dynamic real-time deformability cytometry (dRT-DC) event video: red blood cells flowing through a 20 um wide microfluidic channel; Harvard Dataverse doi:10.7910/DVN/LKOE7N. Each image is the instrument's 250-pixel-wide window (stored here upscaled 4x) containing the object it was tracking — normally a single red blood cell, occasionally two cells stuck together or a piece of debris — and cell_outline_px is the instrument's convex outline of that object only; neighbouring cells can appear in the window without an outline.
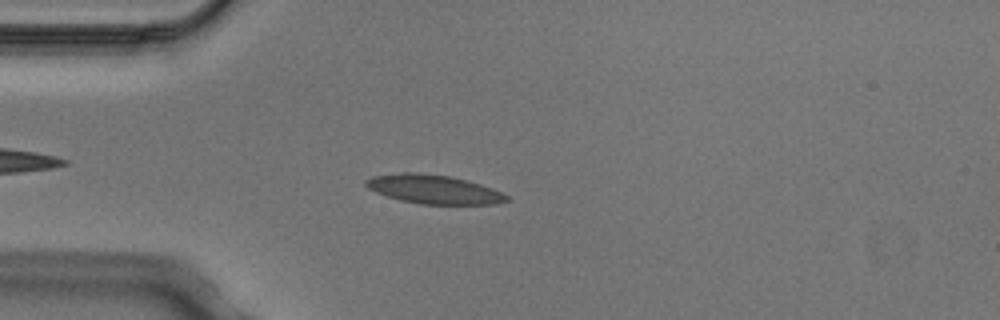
{"species": "Egyptian fruit bat (a non-hibernating species)", "species_latin": "Rousettus aegyptiacus", "temperature_condition": "cold", "stored_images_in_passage": 3, "camera_frame_rate_fps": 3000, "um_per_image_px": 0.085, "animal": {"sex": "male"}, "frame": {"image": 1, "passage_image": 3, "time_ms": 0.667, "image_size_px": [1000, 320], "cell_outline_px": [[512, 200], [496, 204], [420, 204], [400, 200], [376, 192], [368, 188], [364, 184], [364, 180], [372, 176], [404, 172], [412, 172], [448, 176], [468, 180], [492, 188], [508, 196]], "centroid_in_image_um": [36.87, 16.09], "position_along_channel_um": 48.1, "area_um2": 23.64}}